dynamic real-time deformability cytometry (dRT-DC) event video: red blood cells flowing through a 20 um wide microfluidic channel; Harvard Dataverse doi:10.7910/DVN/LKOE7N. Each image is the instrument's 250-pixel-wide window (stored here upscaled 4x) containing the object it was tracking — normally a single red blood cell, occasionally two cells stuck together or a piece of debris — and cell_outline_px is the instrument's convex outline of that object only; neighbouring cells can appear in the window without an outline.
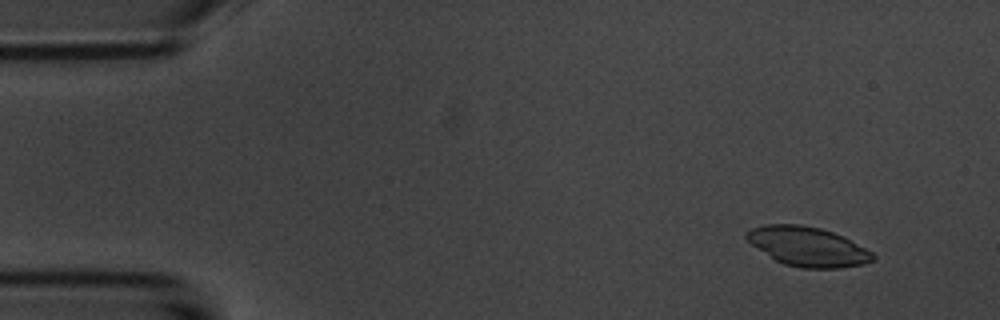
{"species": "common noctule bat (a hibernating species)", "species_latin": "Nyctalus noctula", "temperature_condition": "room temperature", "stored_images_in_passage": 5, "camera_frame_rate_fps": 3000, "um_per_image_px": 0.085, "animal": {"sex": "male", "body_mass_g": 20.1, "forearm_length_mm": 53.5}, "frame": {"image": 1, "passage_image": 1, "time_ms": 0.0, "image_size_px": [1000, 320], "cell_outline_px": [[876, 256], [872, 260], [864, 264], [836, 268], [800, 268], [784, 264], [776, 260], [752, 244], [744, 236], [752, 228], [764, 224], [800, 224], [820, 228], [844, 236], [872, 252]], "centroid_in_image_um": [68.67, 20.95], "position_along_channel_um": 16.3, "area_um2": 28.73}}